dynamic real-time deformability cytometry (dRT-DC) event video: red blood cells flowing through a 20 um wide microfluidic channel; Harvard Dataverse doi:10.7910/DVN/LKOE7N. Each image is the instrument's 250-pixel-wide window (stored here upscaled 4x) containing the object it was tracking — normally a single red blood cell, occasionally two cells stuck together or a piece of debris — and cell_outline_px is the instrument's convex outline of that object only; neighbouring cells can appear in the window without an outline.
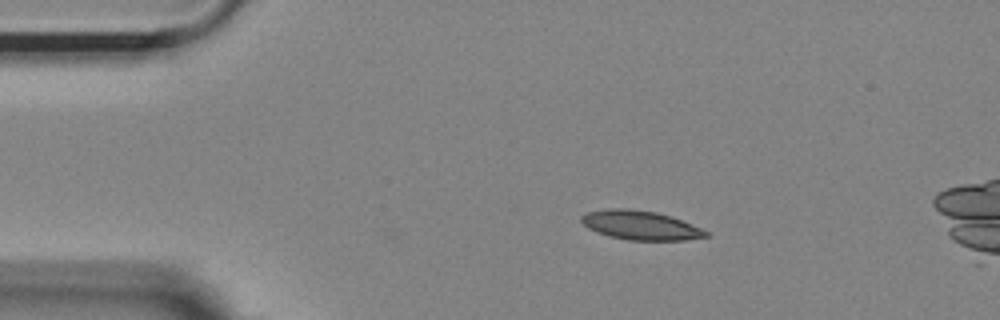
{"species": "Egyptian fruit bat (a non-hibernating species)", "species_latin": "Rousettus aegyptiacus", "temperature_condition": "room temperature", "stored_images_in_passage": 7, "camera_frame_rate_fps": 3000, "um_per_image_px": 0.085, "animal": {"sex": "female"}, "frame": {"image": 1, "passage_image": 1, "time_ms": 0.0, "image_size_px": [1000, 320], "cell_outline_px": [[708, 236], [684, 240], [628, 240], [608, 236], [596, 232], [588, 228], [580, 220], [580, 216], [588, 212], [608, 208], [628, 208], [656, 212], [672, 216], [692, 224], [708, 232]], "centroid_in_image_um": [54.41, 19.14], "position_along_channel_um": 30.6, "area_um2": 21.15}}